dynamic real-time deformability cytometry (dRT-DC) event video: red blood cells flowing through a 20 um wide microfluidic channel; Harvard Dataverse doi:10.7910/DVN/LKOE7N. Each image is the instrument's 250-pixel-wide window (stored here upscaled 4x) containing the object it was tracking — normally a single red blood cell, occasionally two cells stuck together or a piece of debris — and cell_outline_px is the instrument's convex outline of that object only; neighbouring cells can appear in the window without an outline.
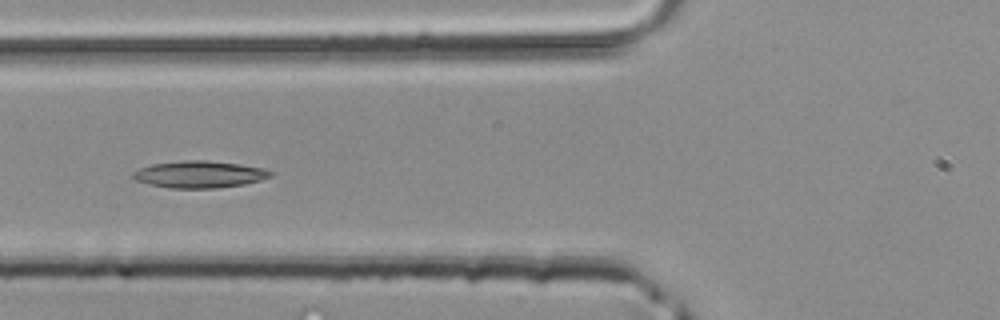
{"species": "common noctule bat (a hibernating species)", "species_latin": "Nyctalus noctula", "temperature_condition": "room temperature", "stored_images_in_passage": 35, "camera_frame_rate_fps": 3000, "um_per_image_px": 0.085, "animal": {"sex": "male", "body_mass_g": 20.4}, "frame": {"image": 1, "passage_image": 8, "time_ms": 2.333, "image_size_px": [1000, 320], "cell_outline_px": [[272, 176], [260, 180], [244, 184], [216, 188], [172, 188], [148, 184], [136, 180], [132, 176], [132, 172], [140, 168], [152, 164], [184, 160], [204, 160], [240, 164], [264, 168], [272, 172]], "centroid_in_image_um": [16.95, 14.82], "position_along_channel_um": 108.9, "area_um2": 21.5}}
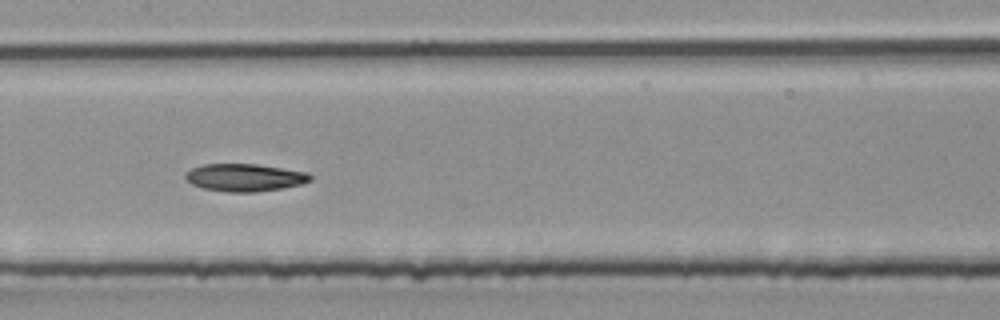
{"frame": {"image": 2, "passage_image": 13, "time_ms": 4.0, "image_size_px": [1000, 320], "cell_outline_px": [[312, 180], [300, 184], [280, 188], [256, 192], [228, 192], [204, 188], [192, 184], [184, 176], [192, 168], [204, 164], [256, 164], [308, 172], [312, 176]], "centroid_in_image_um": [20.82, 15.08], "position_along_channel_um": 186.6, "area_um2": 19.83}}
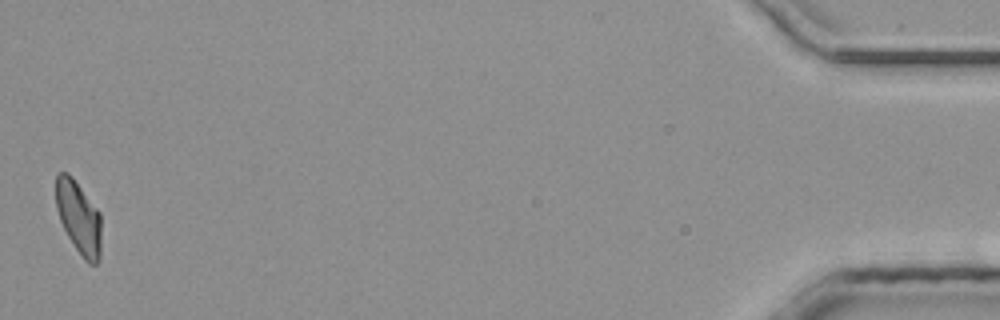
{"frame": {"image": 3, "passage_image": 35, "time_ms": 11.333, "image_size_px": [1000, 320], "cell_outline_px": [[100, 260], [96, 264], [88, 264], [84, 260], [68, 236], [60, 220], [56, 208], [56, 172], [68, 172], [72, 176], [100, 212]], "centroid_in_image_um": [6.68, 18.47], "position_along_channel_um": 428.5, "area_um2": 19.25}}